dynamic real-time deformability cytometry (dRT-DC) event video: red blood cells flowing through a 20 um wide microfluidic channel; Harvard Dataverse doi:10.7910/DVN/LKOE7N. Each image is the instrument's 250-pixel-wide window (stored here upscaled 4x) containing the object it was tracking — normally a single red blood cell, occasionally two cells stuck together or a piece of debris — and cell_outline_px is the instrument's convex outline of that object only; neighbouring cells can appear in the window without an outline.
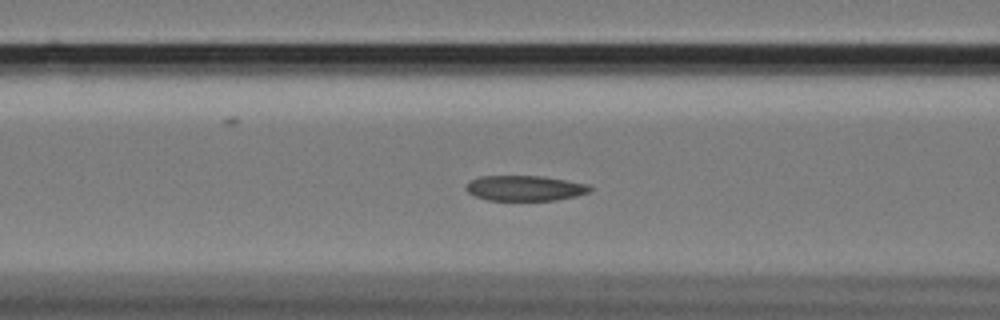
{"species": "Egyptian fruit bat (a non-hibernating species)", "species_latin": "Rousettus aegyptiacus", "temperature_condition": "cold", "stored_images_in_passage": 45, "camera_frame_rate_fps": 3000, "um_per_image_px": 0.085, "animal": {"sex": "female"}, "frame": {"image": 1, "passage_image": 10, "time_ms": 3.0, "image_size_px": [1000, 320], "cell_outline_px": [[592, 188], [588, 192], [576, 196], [556, 200], [488, 200], [476, 196], [468, 192], [464, 188], [464, 184], [468, 180], [480, 176], [544, 176], [588, 184]], "centroid_in_image_um": [44.57, 15.98], "position_along_channel_um": 122.0, "area_um2": 18.38}}
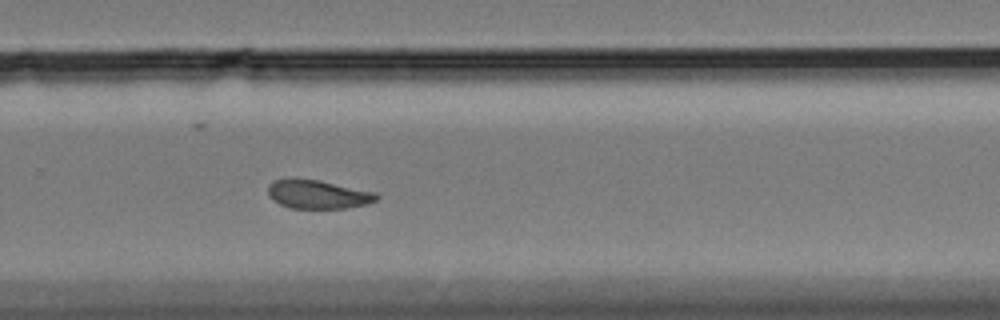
{"frame": {"image": 2, "passage_image": 26, "time_ms": 8.333, "image_size_px": [1000, 320], "cell_outline_px": [[380, 196], [376, 200], [368, 204], [348, 208], [288, 208], [272, 200], [268, 196], [268, 184], [276, 180], [320, 180], [376, 192]], "centroid_in_image_um": [27.06, 16.54], "position_along_channel_um": 302.7, "area_um2": 18.03}}
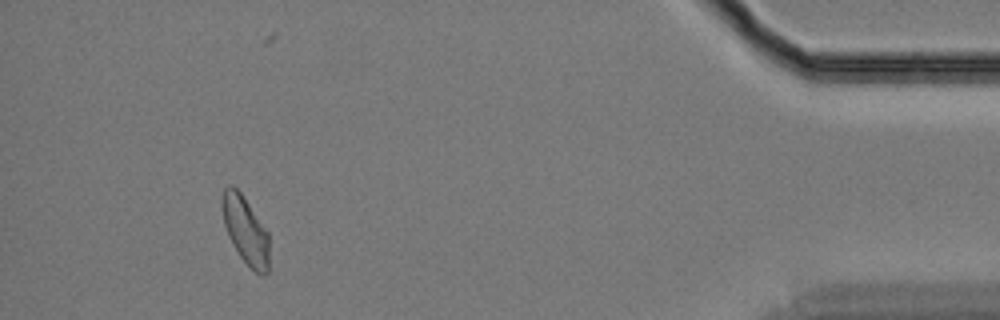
{"frame": {"image": 3, "passage_image": 41, "time_ms": 13.333, "image_size_px": [1000, 320], "cell_outline_px": [[268, 272], [264, 276], [260, 276], [240, 256], [232, 244], [228, 236], [224, 224], [220, 204], [220, 200], [224, 188], [228, 184], [232, 184], [240, 192], [268, 232]], "centroid_in_image_um": [20.83, 19.54], "position_along_channel_um": 414.4, "area_um2": 18.5}, "authors_computed_cell_mechanics": {"area_um2": 18.785, "velocity_mm_per_s": 3.3985, "shape_relaxation_time_tau1_ms": null, "shape_relaxation_time_tau2_ms": 3.6566, "deformation_change_tau1": null, "deformation_change_tau2": 0.0849}}